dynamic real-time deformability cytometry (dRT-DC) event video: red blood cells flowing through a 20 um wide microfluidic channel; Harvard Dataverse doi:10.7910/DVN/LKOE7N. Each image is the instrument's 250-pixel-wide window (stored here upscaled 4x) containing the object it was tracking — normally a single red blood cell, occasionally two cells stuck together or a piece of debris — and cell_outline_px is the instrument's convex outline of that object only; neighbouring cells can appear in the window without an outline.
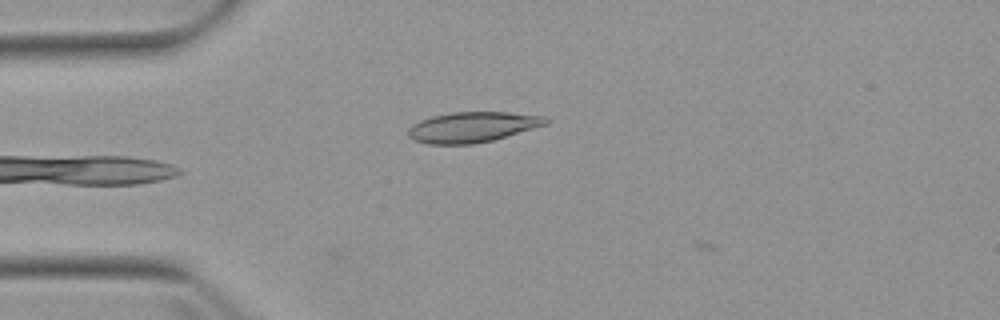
{"species": "Egyptian fruit bat (a non-hibernating species)", "species_latin": "Rousettus aegyptiacus", "temperature_condition": "warm", "stored_images_in_passage": 2, "camera_frame_rate_fps": 3000, "um_per_image_px": 0.085, "animal": {"sex": "female"}, "frame": {"image": 1, "passage_image": 2, "time_ms": 1.0, "image_size_px": [1000, 320], "cell_outline_px": [[548, 124], [492, 140], [472, 144], [428, 144], [412, 140], [408, 136], [408, 128], [412, 124], [420, 120], [432, 116], [452, 112], [508, 112], [544, 116], [548, 120]], "centroid_in_image_um": [40.11, 10.8], "position_along_channel_um": 44.9, "area_um2": 24.33}}